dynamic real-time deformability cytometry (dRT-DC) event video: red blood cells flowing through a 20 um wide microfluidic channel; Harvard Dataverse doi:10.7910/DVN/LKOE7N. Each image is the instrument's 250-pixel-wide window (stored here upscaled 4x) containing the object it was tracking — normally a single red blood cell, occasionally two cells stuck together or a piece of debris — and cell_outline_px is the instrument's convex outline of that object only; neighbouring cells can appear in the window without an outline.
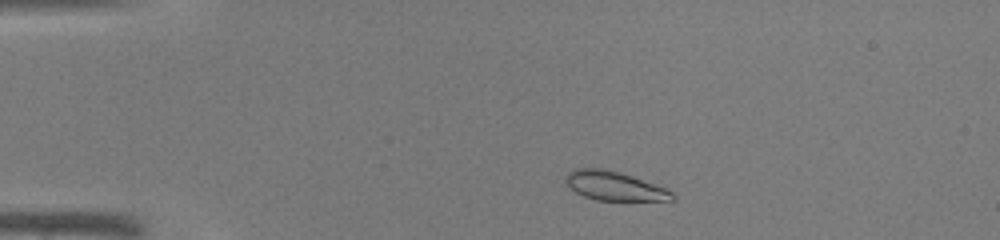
{"species": "common noctule bat (a hibernating species)", "species_latin": "Nyctalus noctula", "temperature_condition": "warm", "stored_images_in_passage": 40, "camera_frame_rate_fps": 3000, "um_per_image_px": 0.085, "animal": {"sex": "male", "body_mass_g": 19.0, "forearm_length_mm": 50.8}, "frame": {"image": 1, "passage_image": 4, "time_ms": 1.0, "image_size_px": [1000, 240], "cell_outline_px": [[676, 200], [596, 200], [584, 196], [576, 192], [564, 184], [564, 176], [572, 168], [604, 168], [632, 176], [668, 188], [676, 196]], "centroid_in_image_um": [52.19, 15.79], "position_along_channel_um": 32.8, "area_um2": 18.26}}
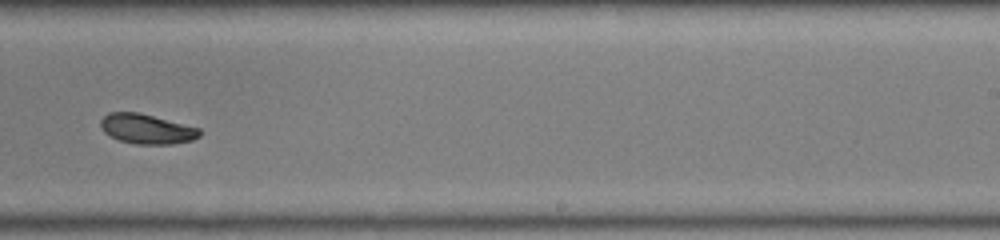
{"frame": {"image": 2, "passage_image": 24, "time_ms": 7.667, "image_size_px": [1000, 240], "cell_outline_px": [[200, 136], [192, 140], [172, 144], [136, 144], [120, 140], [108, 136], [104, 132], [100, 124], [100, 120], [108, 112], [140, 112], [200, 128]], "centroid_in_image_um": [12.46, 10.95], "position_along_channel_um": 276.5, "area_um2": 17.28}}
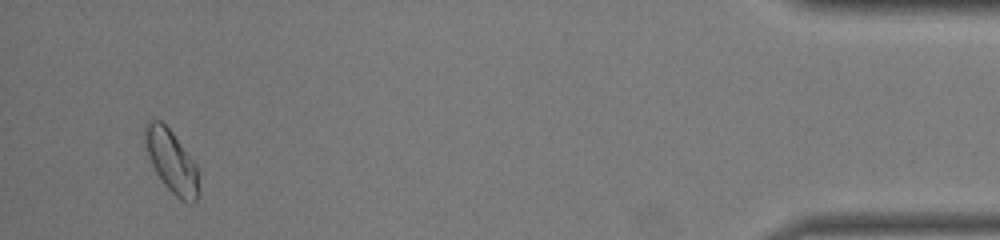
{"frame": {"image": 3, "passage_image": 38, "time_ms": 12.333, "image_size_px": [1000, 240], "cell_outline_px": [[200, 192], [196, 200], [192, 204], [188, 204], [180, 200], [164, 184], [156, 172], [148, 156], [144, 144], [144, 124], [148, 120], [160, 120], [172, 132], [196, 164], [200, 172]], "centroid_in_image_um": [14.61, 13.75], "position_along_channel_um": 420.6, "area_um2": 20.0}}